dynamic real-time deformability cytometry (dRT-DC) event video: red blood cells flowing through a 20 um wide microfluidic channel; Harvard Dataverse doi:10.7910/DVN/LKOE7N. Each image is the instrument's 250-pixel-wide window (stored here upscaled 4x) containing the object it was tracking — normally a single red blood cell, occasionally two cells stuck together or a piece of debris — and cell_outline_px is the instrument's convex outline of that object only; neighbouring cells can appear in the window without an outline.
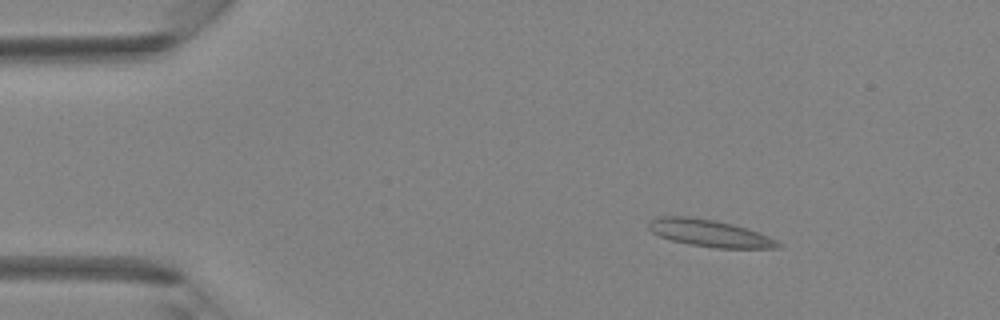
{"species": "Egyptian fruit bat (a non-hibernating species)", "species_latin": "Rousettus aegyptiacus", "temperature_condition": "room temperature", "stored_images_in_passage": 3, "camera_frame_rate_fps": 3000, "um_per_image_px": 0.085, "animal": {"sex": "female"}, "frame": {"image": 1, "passage_image": 2, "time_ms": 1.0, "image_size_px": [1000, 320], "cell_outline_px": [[784, 244], [780, 248], [716, 248], [688, 244], [672, 240], [660, 236], [652, 232], [648, 228], [648, 224], [652, 220], [660, 216], [688, 216], [716, 220], [748, 228], [760, 232]], "centroid_in_image_um": [60.36, 19.82], "position_along_channel_um": 24.6, "area_um2": 20.52}}